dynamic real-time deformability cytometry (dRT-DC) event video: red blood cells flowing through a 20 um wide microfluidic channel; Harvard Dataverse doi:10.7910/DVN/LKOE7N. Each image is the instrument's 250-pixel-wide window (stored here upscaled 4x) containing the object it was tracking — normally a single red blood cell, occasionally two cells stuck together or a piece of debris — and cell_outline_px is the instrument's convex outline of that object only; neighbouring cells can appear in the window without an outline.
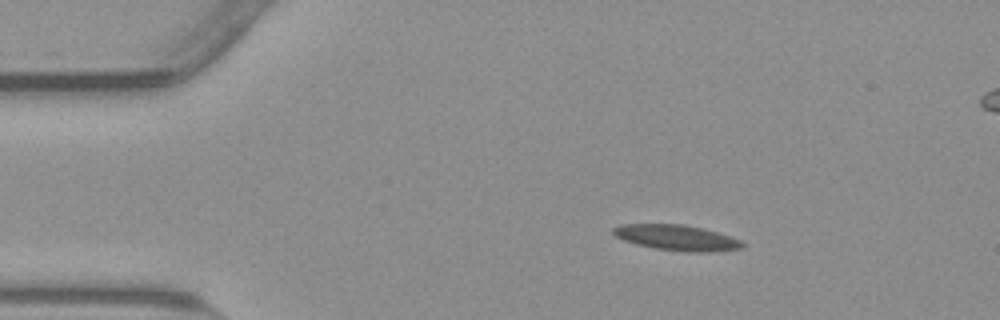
{"species": "common noctule bat (a hibernating species)", "species_latin": "Nyctalus noctula", "temperature_condition": "warm", "stored_images_in_passage": 54, "segment_of_instrument_passage": [1, 2], "camera_frame_rate_fps": 3000, "um_per_image_px": 0.085, "animal": {"sex": "male", "body_mass_g": 23.1, "forearm_length_mm": 52.7}, "frame": {"image": 1, "passage_image": 8, "time_ms": 2.333, "image_size_px": [1000, 320], "cell_outline_px": [[744, 248], [708, 252], [688, 252], [652, 248], [636, 244], [624, 240], [616, 236], [612, 232], [612, 228], [620, 224], [684, 224], [716, 232], [740, 240], [744, 244]], "centroid_in_image_um": [57.49, 20.2], "position_along_channel_um": 27.5, "area_um2": 19.13}}
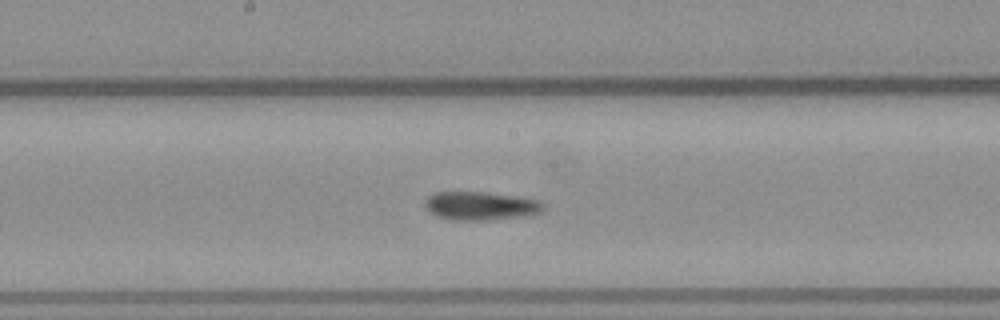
{"frame": {"image": 2, "passage_image": 27, "time_ms": 8.667, "image_size_px": [1000, 320], "cell_outline_px": [[544, 208], [540, 212], [532, 216], [480, 220], [448, 220], [436, 216], [424, 204], [428, 196], [436, 192], [484, 192], [516, 196], [540, 200], [544, 204]], "centroid_in_image_um": [40.9, 17.5], "position_along_channel_um": 207.3, "area_um2": 19.71}}
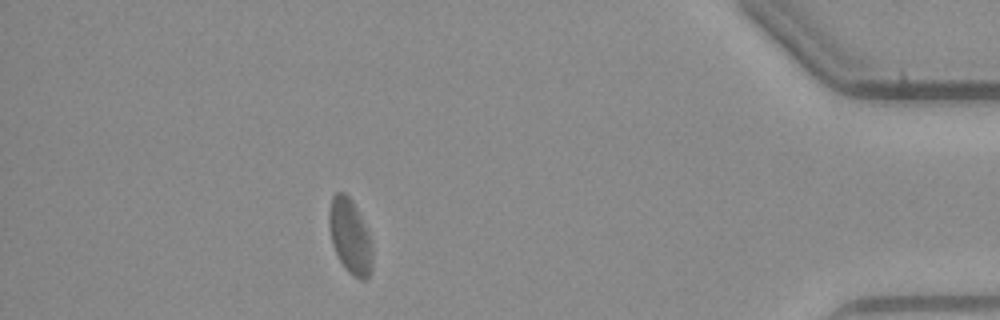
{"frame": {"image": 3, "passage_image": 47, "time_ms": 15.333, "image_size_px": [1000, 320], "cell_outline_px": [[372, 268], [368, 276], [364, 280], [360, 280], [352, 276], [344, 268], [332, 244], [328, 224], [328, 212], [332, 196], [336, 192], [344, 192], [352, 200], [372, 240]], "centroid_in_image_um": [29.75, 20.1], "position_along_channel_um": 405.5, "area_um2": 19.02}}